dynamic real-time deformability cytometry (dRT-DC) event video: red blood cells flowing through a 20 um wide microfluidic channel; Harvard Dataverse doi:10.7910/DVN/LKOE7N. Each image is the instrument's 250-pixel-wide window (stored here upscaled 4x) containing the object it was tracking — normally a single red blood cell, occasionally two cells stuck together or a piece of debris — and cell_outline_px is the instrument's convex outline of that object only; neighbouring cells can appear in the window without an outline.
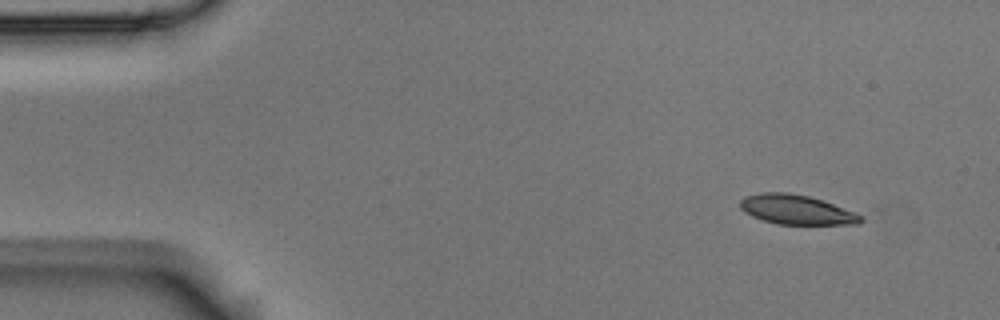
{"species": "Egyptian fruit bat (a non-hibernating species)", "species_latin": "Rousettus aegyptiacus", "temperature_condition": "room temperature", "stored_images_in_passage": 4, "camera_frame_rate_fps": 3000, "um_per_image_px": 0.085, "animal": {"sex": "male"}, "frame": {"image": 1, "passage_image": 1, "time_ms": 0.0, "image_size_px": [1000, 320], "cell_outline_px": [[864, 220], [860, 224], [776, 224], [752, 216], [744, 212], [740, 208], [740, 200], [744, 196], [760, 192], [788, 192], [808, 196], [856, 212], [864, 216]], "centroid_in_image_um": [67.69, 17.82], "position_along_channel_um": 17.3, "area_um2": 20.81}}